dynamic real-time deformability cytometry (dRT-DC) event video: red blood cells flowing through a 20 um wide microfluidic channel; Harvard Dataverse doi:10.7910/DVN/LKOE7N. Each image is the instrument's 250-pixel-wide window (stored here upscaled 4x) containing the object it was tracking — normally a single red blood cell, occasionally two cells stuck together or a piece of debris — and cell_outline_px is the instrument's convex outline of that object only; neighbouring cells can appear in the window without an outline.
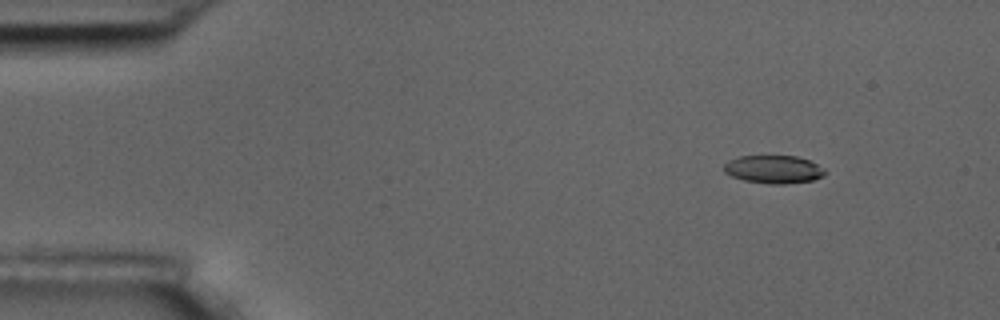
{"species": "common noctule bat (a hibernating species)", "species_latin": "Nyctalus noctula", "temperature_condition": "room temperature", "stored_images_in_passage": 4, "camera_frame_rate_fps": 3000, "um_per_image_px": 0.085, "animal": {"sex": "male", "body_mass_g": 17.5, "forearm_length_mm": 52.3}, "frame": {"image": 1, "passage_image": 1, "time_ms": 0.0, "image_size_px": [1000, 320], "cell_outline_px": [[828, 172], [824, 176], [812, 180], [784, 184], [768, 184], [744, 180], [732, 176], [724, 172], [724, 164], [728, 160], [740, 156], [796, 156], [808, 160], [824, 168]], "centroid_in_image_um": [65.76, 14.4], "position_along_channel_um": 19.2, "area_um2": 16.53}}
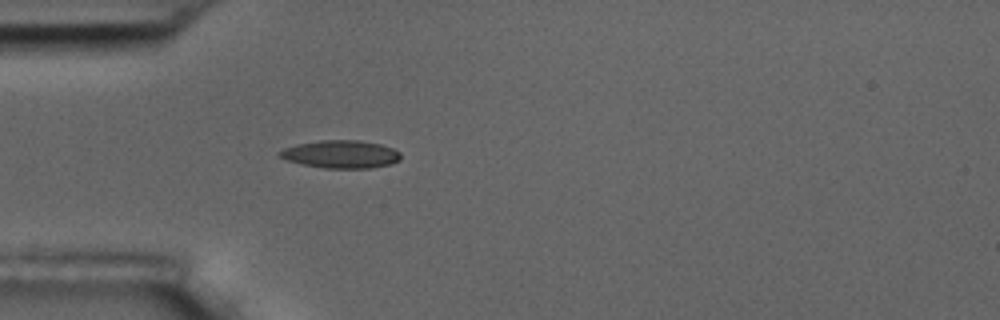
{"frame": {"image": 2, "passage_image": 4, "time_ms": 3.333, "image_size_px": [1000, 320], "cell_outline_px": [[400, 160], [392, 164], [372, 168], [324, 168], [304, 164], [288, 160], [280, 156], [276, 152], [284, 148], [296, 144], [320, 140], [360, 140], [380, 144], [392, 148], [400, 152]], "centroid_in_image_um": [28.99, 13.1], "position_along_channel_um": 56.0, "area_um2": 19.65}}